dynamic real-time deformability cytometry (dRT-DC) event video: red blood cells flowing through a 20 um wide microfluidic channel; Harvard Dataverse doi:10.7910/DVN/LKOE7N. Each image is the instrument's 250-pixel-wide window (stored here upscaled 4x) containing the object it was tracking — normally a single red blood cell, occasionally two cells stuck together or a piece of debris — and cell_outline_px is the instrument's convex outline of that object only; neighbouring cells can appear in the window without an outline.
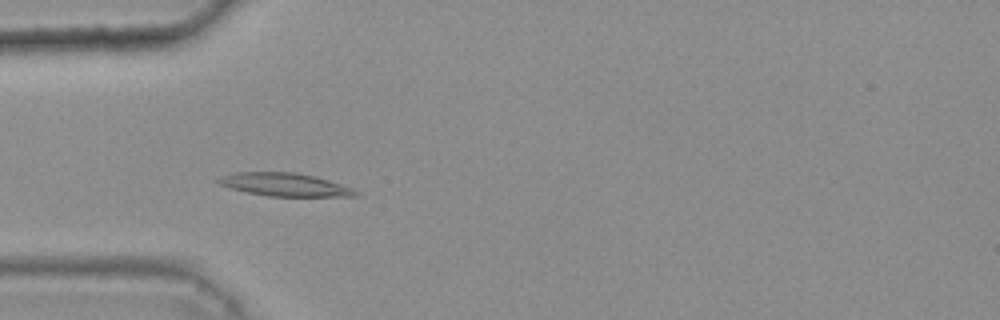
{"species": "common noctule bat (a hibernating species)", "species_latin": "Nyctalus noctula", "temperature_condition": "warm", "stored_images_in_passage": 45, "camera_frame_rate_fps": 3000, "um_per_image_px": 0.085, "animal": {"sex": "female", "body_mass_g": 25.1}, "frame": {"image": 1, "passage_image": 16, "time_ms": 5.0, "image_size_px": [1000, 320], "cell_outline_px": [[360, 196], [268, 196], [228, 188], [212, 180], [220, 176], [236, 172], [296, 172], [328, 180], [352, 188], [360, 192]], "centroid_in_image_um": [24.15, 15.69], "position_along_channel_um": 60.8, "area_um2": 18.5}}
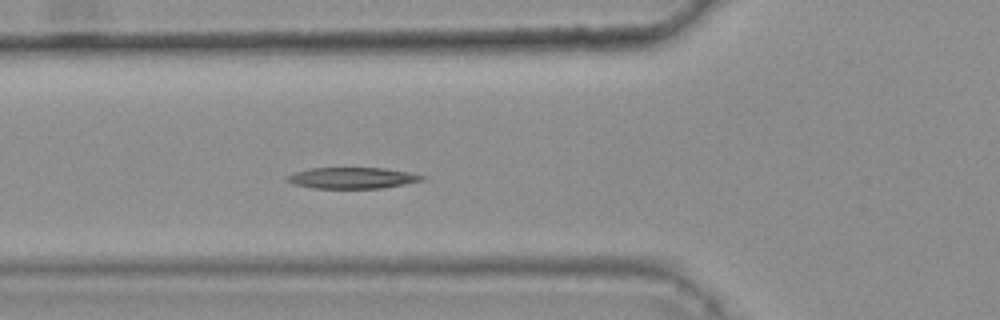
{"frame": {"image": 2, "passage_image": 19, "time_ms": 6.0, "image_size_px": [1000, 320], "cell_outline_px": [[424, 180], [404, 184], [380, 188], [312, 188], [292, 184], [284, 180], [284, 176], [308, 168], [384, 168], [412, 172], [424, 176]], "centroid_in_image_um": [29.89, 15.12], "position_along_channel_um": 95.9, "area_um2": 16.76}}
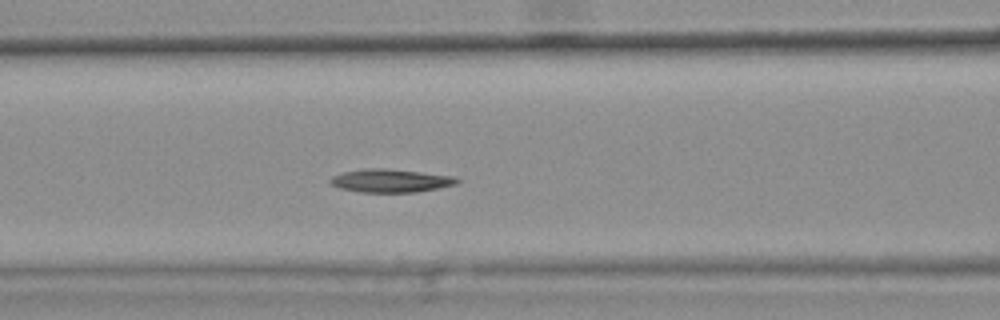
{"frame": {"image": 3, "passage_image": 22, "time_ms": 7.0, "image_size_px": [1000, 320], "cell_outline_px": [[460, 180], [456, 184], [416, 192], [360, 192], [340, 188], [332, 184], [328, 180], [332, 176], [344, 172], [364, 168], [388, 168], [452, 176]], "centroid_in_image_um": [33.16, 15.35], "position_along_channel_um": 133.4, "area_um2": 16.99}}